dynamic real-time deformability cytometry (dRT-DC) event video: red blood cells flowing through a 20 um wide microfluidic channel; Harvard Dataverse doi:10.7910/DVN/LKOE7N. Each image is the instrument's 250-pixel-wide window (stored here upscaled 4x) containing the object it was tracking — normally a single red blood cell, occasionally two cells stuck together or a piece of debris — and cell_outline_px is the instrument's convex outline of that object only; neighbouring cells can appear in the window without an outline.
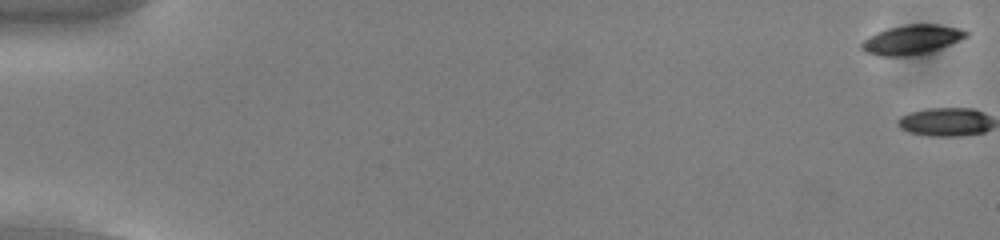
{"species": "common noctule bat (a hibernating species)", "species_latin": "Nyctalus noctula", "temperature_condition": "cold", "stored_images_in_passage": 2, "camera_frame_rate_fps": 3000, "um_per_image_px": 0.085, "animal": {"sex": "male", "body_mass_g": 13.0, "forearm_length_mm": 53.1}, "frame": {"image": 1, "passage_image": 1, "time_ms": 0.0, "image_size_px": [1000, 240], "cell_outline_px": [[968, 36], [940, 48], [928, 52], [908, 56], [880, 56], [864, 52], [860, 48], [860, 44], [864, 40], [876, 32], [888, 28], [908, 24], [936, 24], [956, 28], [968, 32]], "centroid_in_image_um": [77.44, 3.38], "position_along_channel_um": 7.6, "area_um2": 17.74}}